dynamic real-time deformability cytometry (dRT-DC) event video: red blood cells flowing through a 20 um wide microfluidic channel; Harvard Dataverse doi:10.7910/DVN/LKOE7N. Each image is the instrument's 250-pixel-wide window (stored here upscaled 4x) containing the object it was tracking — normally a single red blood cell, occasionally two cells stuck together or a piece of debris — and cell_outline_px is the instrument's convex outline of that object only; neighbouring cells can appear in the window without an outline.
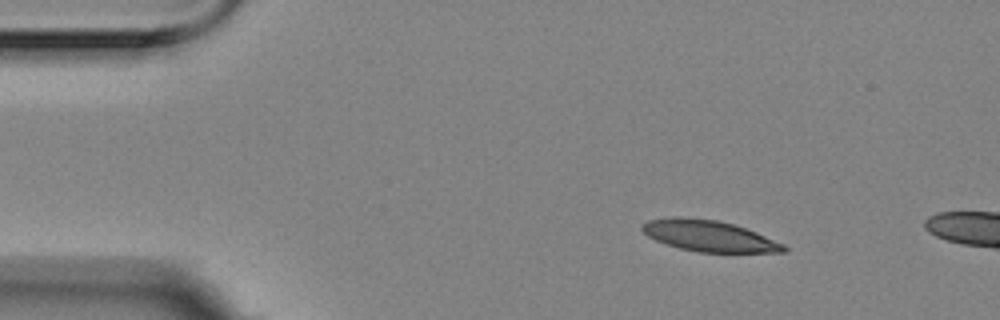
{"species": "Egyptian fruit bat (a non-hibernating species)", "species_latin": "Rousettus aegyptiacus", "temperature_condition": "room temperature", "stored_images_in_passage": 4, "camera_frame_rate_fps": 3000, "um_per_image_px": 0.085, "animal": {"sex": "female"}, "frame": {"image": 1, "passage_image": 2, "time_ms": 0.333, "image_size_px": [1000, 320], "cell_outline_px": [[788, 252], [700, 252], [680, 248], [656, 240], [648, 236], [640, 228], [640, 224], [648, 220], [672, 216], [680, 216], [716, 220], [732, 224], [756, 232], [784, 244], [788, 248]], "centroid_in_image_um": [60.24, 20.04], "position_along_channel_um": 24.8, "area_um2": 25.55}}